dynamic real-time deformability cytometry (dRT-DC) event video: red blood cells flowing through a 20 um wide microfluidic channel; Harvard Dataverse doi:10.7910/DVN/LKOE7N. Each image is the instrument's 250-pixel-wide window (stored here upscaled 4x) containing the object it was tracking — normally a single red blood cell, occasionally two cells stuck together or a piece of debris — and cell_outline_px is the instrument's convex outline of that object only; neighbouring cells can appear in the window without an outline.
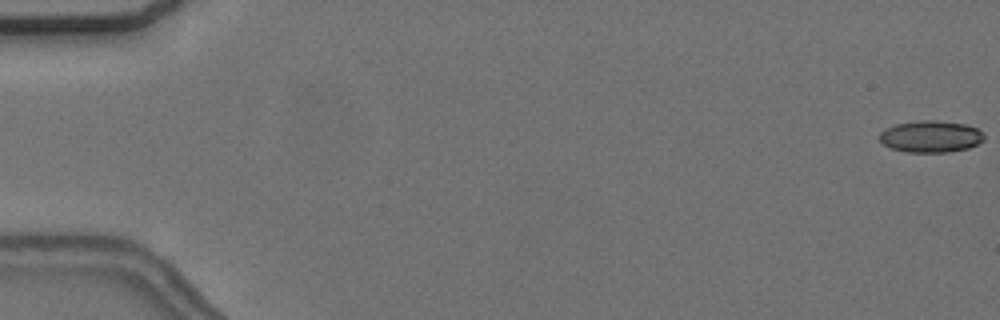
{"species": "common noctule bat (a hibernating species)", "species_latin": "Nyctalus noctula", "temperature_condition": "cold", "stored_images_in_passage": 13, "camera_frame_rate_fps": 3000, "um_per_image_px": 0.085, "animal": {"sex": "female", "body_mass_g": 24.6, "forearm_length_mm": 56.2}, "frame": {"image": 1, "passage_image": 1, "time_ms": 0.0, "image_size_px": [1000, 320], "cell_outline_px": [[984, 140], [968, 148], [948, 152], [904, 152], [892, 148], [884, 144], [880, 140], [880, 132], [884, 128], [896, 124], [924, 120], [936, 120], [964, 124], [976, 128], [984, 136]], "centroid_in_image_um": [79.09, 11.6], "position_along_channel_um": 5.9, "area_um2": 19.19}}